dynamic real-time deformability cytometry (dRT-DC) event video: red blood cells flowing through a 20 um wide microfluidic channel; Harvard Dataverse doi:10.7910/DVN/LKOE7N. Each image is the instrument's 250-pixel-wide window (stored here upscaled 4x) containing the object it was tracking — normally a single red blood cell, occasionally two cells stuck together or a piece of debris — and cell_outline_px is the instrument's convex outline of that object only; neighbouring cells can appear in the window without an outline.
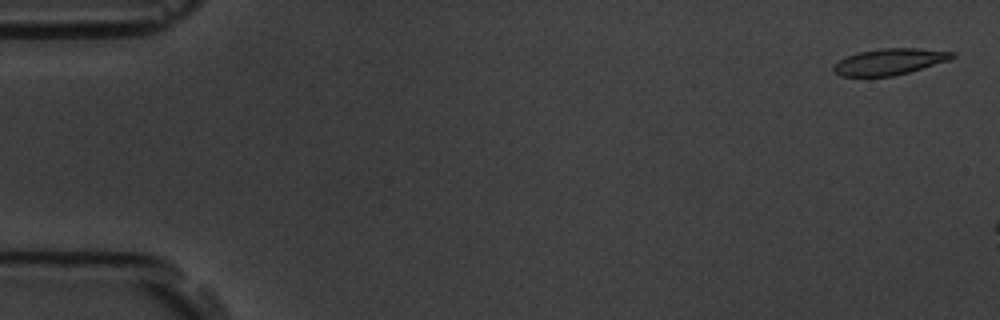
{"species": "common noctule bat (a hibernating species)", "species_latin": "Nyctalus noctula", "temperature_condition": "room temperature", "stored_images_in_passage": 3, "camera_frame_rate_fps": 3000, "um_per_image_px": 0.085, "animal": {"sex": "male", "body_mass_g": 19.5, "forearm_length_mm": 54.6}, "frame": {"image": 1, "passage_image": 1, "time_ms": 0.0, "image_size_px": [1000, 320], "cell_outline_px": [[956, 56], [948, 60], [908, 72], [892, 76], [840, 76], [832, 68], [840, 60], [856, 52], [880, 48], [916, 48], [956, 52]], "centroid_in_image_um": [75.62, 5.23], "position_along_channel_um": 9.4, "area_um2": 17.92}}